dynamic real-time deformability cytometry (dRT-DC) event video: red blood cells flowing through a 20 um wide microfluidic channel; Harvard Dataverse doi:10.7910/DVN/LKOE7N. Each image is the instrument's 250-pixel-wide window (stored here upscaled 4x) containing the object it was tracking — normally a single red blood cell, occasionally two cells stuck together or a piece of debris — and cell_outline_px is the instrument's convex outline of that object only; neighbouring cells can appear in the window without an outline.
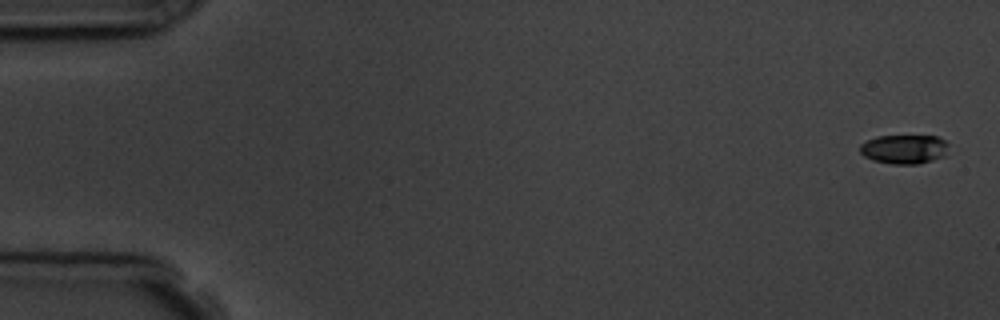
{"species": "common noctule bat (a hibernating species)", "species_latin": "Nyctalus noctula", "temperature_condition": "room temperature", "stored_images_in_passage": 7, "camera_frame_rate_fps": 3000, "um_per_image_px": 0.085, "animal": {"sex": "male", "body_mass_g": 19.5, "forearm_length_mm": 54.6}, "frame": {"image": 1, "passage_image": 1, "time_ms": 0.0, "image_size_px": [1000, 320], "cell_outline_px": [[948, 144], [944, 156], [932, 160], [916, 164], [892, 164], [872, 160], [864, 156], [860, 152], [860, 144], [876, 136], [936, 136], [944, 140]], "centroid_in_image_um": [76.83, 12.68], "position_along_channel_um": 8.2, "area_um2": 14.97}}
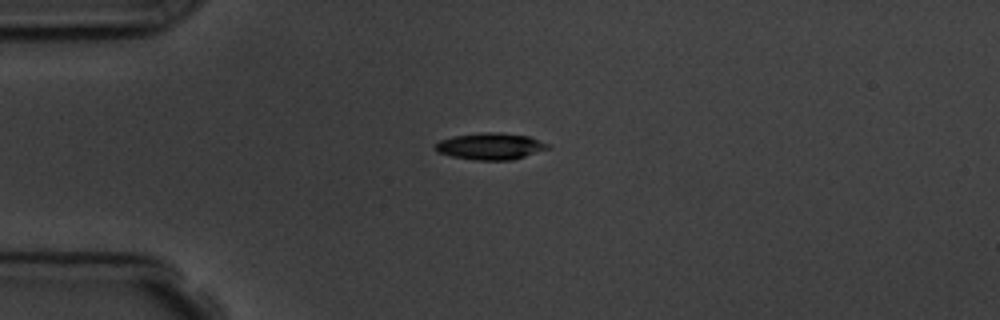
{"frame": {"image": 2, "passage_image": 5, "time_ms": 4.333, "image_size_px": [1000, 320], "cell_outline_px": [[552, 148], [512, 160], [476, 160], [452, 156], [436, 152], [432, 144], [440, 140], [452, 136], [484, 132], [500, 132], [528, 136], [552, 144]], "centroid_in_image_um": [41.7, 12.43], "position_along_channel_um": 43.3, "area_um2": 17.8}}